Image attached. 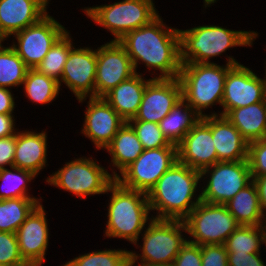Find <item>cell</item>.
<instances>
[{"label":"cell","mask_w":266,"mask_h":266,"mask_svg":"<svg viewBox=\"0 0 266 266\" xmlns=\"http://www.w3.org/2000/svg\"><path fill=\"white\" fill-rule=\"evenodd\" d=\"M163 21L159 14L118 41L129 55L135 73L139 64H144L153 78H178L182 65L179 30Z\"/></svg>","instance_id":"6da1fadb"},{"label":"cell","mask_w":266,"mask_h":266,"mask_svg":"<svg viewBox=\"0 0 266 266\" xmlns=\"http://www.w3.org/2000/svg\"><path fill=\"white\" fill-rule=\"evenodd\" d=\"M200 192V171L177 161L147 194L152 217L184 220L201 201Z\"/></svg>","instance_id":"7a4b0ae2"},{"label":"cell","mask_w":266,"mask_h":266,"mask_svg":"<svg viewBox=\"0 0 266 266\" xmlns=\"http://www.w3.org/2000/svg\"><path fill=\"white\" fill-rule=\"evenodd\" d=\"M106 193H110V200L106 209L104 237L121 238L134 244L153 219L147 194L125 188L116 180Z\"/></svg>","instance_id":"3957f363"},{"label":"cell","mask_w":266,"mask_h":266,"mask_svg":"<svg viewBox=\"0 0 266 266\" xmlns=\"http://www.w3.org/2000/svg\"><path fill=\"white\" fill-rule=\"evenodd\" d=\"M181 63H211L234 47H252L259 37L257 31L232 30L219 25L178 29ZM211 59V60H210Z\"/></svg>","instance_id":"277c9868"},{"label":"cell","mask_w":266,"mask_h":266,"mask_svg":"<svg viewBox=\"0 0 266 266\" xmlns=\"http://www.w3.org/2000/svg\"><path fill=\"white\" fill-rule=\"evenodd\" d=\"M226 64L183 63L178 79L182 88V99L202 118L207 116L206 109L222 105L225 79L228 70L241 64L227 54Z\"/></svg>","instance_id":"5b68a950"},{"label":"cell","mask_w":266,"mask_h":266,"mask_svg":"<svg viewBox=\"0 0 266 266\" xmlns=\"http://www.w3.org/2000/svg\"><path fill=\"white\" fill-rule=\"evenodd\" d=\"M186 234L184 220L153 218L133 244L141 253L129 251L130 264H173L188 241Z\"/></svg>","instance_id":"8992f818"},{"label":"cell","mask_w":266,"mask_h":266,"mask_svg":"<svg viewBox=\"0 0 266 266\" xmlns=\"http://www.w3.org/2000/svg\"><path fill=\"white\" fill-rule=\"evenodd\" d=\"M95 158L82 156L65 162L62 168L48 175L45 182L85 199L92 195L106 194L115 178Z\"/></svg>","instance_id":"52a82bcc"},{"label":"cell","mask_w":266,"mask_h":266,"mask_svg":"<svg viewBox=\"0 0 266 266\" xmlns=\"http://www.w3.org/2000/svg\"><path fill=\"white\" fill-rule=\"evenodd\" d=\"M154 0H122L112 4L93 5L81 10L94 24L119 41L126 33L149 24L158 15Z\"/></svg>","instance_id":"ba28073f"},{"label":"cell","mask_w":266,"mask_h":266,"mask_svg":"<svg viewBox=\"0 0 266 266\" xmlns=\"http://www.w3.org/2000/svg\"><path fill=\"white\" fill-rule=\"evenodd\" d=\"M188 242L196 245H224L240 226L226 205L200 201L184 219Z\"/></svg>","instance_id":"9c48e42d"},{"label":"cell","mask_w":266,"mask_h":266,"mask_svg":"<svg viewBox=\"0 0 266 266\" xmlns=\"http://www.w3.org/2000/svg\"><path fill=\"white\" fill-rule=\"evenodd\" d=\"M200 175L201 200L211 204L225 205L253 181L248 160L219 161Z\"/></svg>","instance_id":"30bf717a"},{"label":"cell","mask_w":266,"mask_h":266,"mask_svg":"<svg viewBox=\"0 0 266 266\" xmlns=\"http://www.w3.org/2000/svg\"><path fill=\"white\" fill-rule=\"evenodd\" d=\"M178 161L177 146L144 149L141 155L126 167L115 180L123 187L146 194L161 176Z\"/></svg>","instance_id":"8fae6325"},{"label":"cell","mask_w":266,"mask_h":266,"mask_svg":"<svg viewBox=\"0 0 266 266\" xmlns=\"http://www.w3.org/2000/svg\"><path fill=\"white\" fill-rule=\"evenodd\" d=\"M67 31L49 12L38 22L12 35L10 45L29 69H36L54 43ZM17 40V41H16Z\"/></svg>","instance_id":"7c38bea8"},{"label":"cell","mask_w":266,"mask_h":266,"mask_svg":"<svg viewBox=\"0 0 266 266\" xmlns=\"http://www.w3.org/2000/svg\"><path fill=\"white\" fill-rule=\"evenodd\" d=\"M265 77L261 78L254 70L243 64L232 66L225 79L224 95L221 110L210 111L208 115L225 116L231 109L245 107L257 102H263L264 90L266 86V66Z\"/></svg>","instance_id":"4fadbf2b"},{"label":"cell","mask_w":266,"mask_h":266,"mask_svg":"<svg viewBox=\"0 0 266 266\" xmlns=\"http://www.w3.org/2000/svg\"><path fill=\"white\" fill-rule=\"evenodd\" d=\"M77 101H87L80 133L90 139L96 151L105 149L126 121L102 97H86Z\"/></svg>","instance_id":"5bb4252c"},{"label":"cell","mask_w":266,"mask_h":266,"mask_svg":"<svg viewBox=\"0 0 266 266\" xmlns=\"http://www.w3.org/2000/svg\"><path fill=\"white\" fill-rule=\"evenodd\" d=\"M134 74L131 59L118 41L104 42L97 47L95 97H103Z\"/></svg>","instance_id":"9a60e30c"},{"label":"cell","mask_w":266,"mask_h":266,"mask_svg":"<svg viewBox=\"0 0 266 266\" xmlns=\"http://www.w3.org/2000/svg\"><path fill=\"white\" fill-rule=\"evenodd\" d=\"M96 69L97 49L74 46L70 50L59 81L60 89L63 84L66 85L76 100L95 97Z\"/></svg>","instance_id":"2e32d148"},{"label":"cell","mask_w":266,"mask_h":266,"mask_svg":"<svg viewBox=\"0 0 266 266\" xmlns=\"http://www.w3.org/2000/svg\"><path fill=\"white\" fill-rule=\"evenodd\" d=\"M178 162L197 171L218 162L211 132V115L202 117L177 145Z\"/></svg>","instance_id":"e0dca14e"},{"label":"cell","mask_w":266,"mask_h":266,"mask_svg":"<svg viewBox=\"0 0 266 266\" xmlns=\"http://www.w3.org/2000/svg\"><path fill=\"white\" fill-rule=\"evenodd\" d=\"M182 99L178 78H153L144 90L136 116L131 120L159 123Z\"/></svg>","instance_id":"ac0fdd59"},{"label":"cell","mask_w":266,"mask_h":266,"mask_svg":"<svg viewBox=\"0 0 266 266\" xmlns=\"http://www.w3.org/2000/svg\"><path fill=\"white\" fill-rule=\"evenodd\" d=\"M46 210L38 204L16 231L19 251L28 264H44L49 245Z\"/></svg>","instance_id":"d6986e66"},{"label":"cell","mask_w":266,"mask_h":266,"mask_svg":"<svg viewBox=\"0 0 266 266\" xmlns=\"http://www.w3.org/2000/svg\"><path fill=\"white\" fill-rule=\"evenodd\" d=\"M51 0H0V38L10 40L15 33L35 24L48 13Z\"/></svg>","instance_id":"ffe728a7"},{"label":"cell","mask_w":266,"mask_h":266,"mask_svg":"<svg viewBox=\"0 0 266 266\" xmlns=\"http://www.w3.org/2000/svg\"><path fill=\"white\" fill-rule=\"evenodd\" d=\"M32 130V131H30ZM48 135L46 130H19L16 133V146L13 167L32 172L38 177L48 166Z\"/></svg>","instance_id":"44dd1931"},{"label":"cell","mask_w":266,"mask_h":266,"mask_svg":"<svg viewBox=\"0 0 266 266\" xmlns=\"http://www.w3.org/2000/svg\"><path fill=\"white\" fill-rule=\"evenodd\" d=\"M211 132L219 161H241L248 158V141L223 115H211Z\"/></svg>","instance_id":"7402d4cb"},{"label":"cell","mask_w":266,"mask_h":266,"mask_svg":"<svg viewBox=\"0 0 266 266\" xmlns=\"http://www.w3.org/2000/svg\"><path fill=\"white\" fill-rule=\"evenodd\" d=\"M144 75L138 71L102 97L126 122L138 113L146 85L153 79Z\"/></svg>","instance_id":"603a6c76"},{"label":"cell","mask_w":266,"mask_h":266,"mask_svg":"<svg viewBox=\"0 0 266 266\" xmlns=\"http://www.w3.org/2000/svg\"><path fill=\"white\" fill-rule=\"evenodd\" d=\"M110 155L111 175L116 178L126 167L133 163L143 152V147L132 126L126 122L104 149ZM118 170V171H116Z\"/></svg>","instance_id":"cb8c5ba5"},{"label":"cell","mask_w":266,"mask_h":266,"mask_svg":"<svg viewBox=\"0 0 266 266\" xmlns=\"http://www.w3.org/2000/svg\"><path fill=\"white\" fill-rule=\"evenodd\" d=\"M225 116L248 143L266 138V108L264 102L231 109Z\"/></svg>","instance_id":"d4e9b609"},{"label":"cell","mask_w":266,"mask_h":266,"mask_svg":"<svg viewBox=\"0 0 266 266\" xmlns=\"http://www.w3.org/2000/svg\"><path fill=\"white\" fill-rule=\"evenodd\" d=\"M225 205L240 225H266V218L260 210L257 187L253 181Z\"/></svg>","instance_id":"484cf974"},{"label":"cell","mask_w":266,"mask_h":266,"mask_svg":"<svg viewBox=\"0 0 266 266\" xmlns=\"http://www.w3.org/2000/svg\"><path fill=\"white\" fill-rule=\"evenodd\" d=\"M201 117L183 99L158 123L169 143L178 145Z\"/></svg>","instance_id":"4316f807"},{"label":"cell","mask_w":266,"mask_h":266,"mask_svg":"<svg viewBox=\"0 0 266 266\" xmlns=\"http://www.w3.org/2000/svg\"><path fill=\"white\" fill-rule=\"evenodd\" d=\"M22 87L25 97L32 103L40 105H50L60 93L59 82L40 73L37 69H28Z\"/></svg>","instance_id":"83f0119b"},{"label":"cell","mask_w":266,"mask_h":266,"mask_svg":"<svg viewBox=\"0 0 266 266\" xmlns=\"http://www.w3.org/2000/svg\"><path fill=\"white\" fill-rule=\"evenodd\" d=\"M36 177L32 172L16 167L0 169V200L33 198L39 204L42 203V197L33 196L28 189V183H31Z\"/></svg>","instance_id":"f1b7e54d"},{"label":"cell","mask_w":266,"mask_h":266,"mask_svg":"<svg viewBox=\"0 0 266 266\" xmlns=\"http://www.w3.org/2000/svg\"><path fill=\"white\" fill-rule=\"evenodd\" d=\"M266 247V225H240L226 240L224 246L227 252L261 253V247Z\"/></svg>","instance_id":"f546056e"},{"label":"cell","mask_w":266,"mask_h":266,"mask_svg":"<svg viewBox=\"0 0 266 266\" xmlns=\"http://www.w3.org/2000/svg\"><path fill=\"white\" fill-rule=\"evenodd\" d=\"M0 43V87L12 90L22 86L28 67L10 46Z\"/></svg>","instance_id":"4dcf8cb0"},{"label":"cell","mask_w":266,"mask_h":266,"mask_svg":"<svg viewBox=\"0 0 266 266\" xmlns=\"http://www.w3.org/2000/svg\"><path fill=\"white\" fill-rule=\"evenodd\" d=\"M38 204L33 198L0 200V231L16 233Z\"/></svg>","instance_id":"1f68e13d"},{"label":"cell","mask_w":266,"mask_h":266,"mask_svg":"<svg viewBox=\"0 0 266 266\" xmlns=\"http://www.w3.org/2000/svg\"><path fill=\"white\" fill-rule=\"evenodd\" d=\"M67 30L51 47L46 56L36 69L46 76L56 79L58 82L64 70V66L70 50L75 46L73 38Z\"/></svg>","instance_id":"d6a6232c"},{"label":"cell","mask_w":266,"mask_h":266,"mask_svg":"<svg viewBox=\"0 0 266 266\" xmlns=\"http://www.w3.org/2000/svg\"><path fill=\"white\" fill-rule=\"evenodd\" d=\"M60 266H130L129 250L125 248L93 250L79 254Z\"/></svg>","instance_id":"836d02e7"},{"label":"cell","mask_w":266,"mask_h":266,"mask_svg":"<svg viewBox=\"0 0 266 266\" xmlns=\"http://www.w3.org/2000/svg\"><path fill=\"white\" fill-rule=\"evenodd\" d=\"M128 123L134 129L143 149L162 148L170 144L157 123L141 120H129Z\"/></svg>","instance_id":"e575fe53"},{"label":"cell","mask_w":266,"mask_h":266,"mask_svg":"<svg viewBox=\"0 0 266 266\" xmlns=\"http://www.w3.org/2000/svg\"><path fill=\"white\" fill-rule=\"evenodd\" d=\"M20 254L16 233L0 231V265L25 266Z\"/></svg>","instance_id":"d590c367"},{"label":"cell","mask_w":266,"mask_h":266,"mask_svg":"<svg viewBox=\"0 0 266 266\" xmlns=\"http://www.w3.org/2000/svg\"><path fill=\"white\" fill-rule=\"evenodd\" d=\"M247 160L252 179L266 174V138L249 142Z\"/></svg>","instance_id":"8d00e7d4"},{"label":"cell","mask_w":266,"mask_h":266,"mask_svg":"<svg viewBox=\"0 0 266 266\" xmlns=\"http://www.w3.org/2000/svg\"><path fill=\"white\" fill-rule=\"evenodd\" d=\"M202 266H228V252L224 245H201Z\"/></svg>","instance_id":"74e56055"},{"label":"cell","mask_w":266,"mask_h":266,"mask_svg":"<svg viewBox=\"0 0 266 266\" xmlns=\"http://www.w3.org/2000/svg\"><path fill=\"white\" fill-rule=\"evenodd\" d=\"M201 247L190 242L181 248L174 259L173 266H202Z\"/></svg>","instance_id":"f35d334b"},{"label":"cell","mask_w":266,"mask_h":266,"mask_svg":"<svg viewBox=\"0 0 266 266\" xmlns=\"http://www.w3.org/2000/svg\"><path fill=\"white\" fill-rule=\"evenodd\" d=\"M16 146V134L0 138V169L13 167Z\"/></svg>","instance_id":"ab89813d"},{"label":"cell","mask_w":266,"mask_h":266,"mask_svg":"<svg viewBox=\"0 0 266 266\" xmlns=\"http://www.w3.org/2000/svg\"><path fill=\"white\" fill-rule=\"evenodd\" d=\"M228 266H266L261 253L228 252Z\"/></svg>","instance_id":"60d3db41"},{"label":"cell","mask_w":266,"mask_h":266,"mask_svg":"<svg viewBox=\"0 0 266 266\" xmlns=\"http://www.w3.org/2000/svg\"><path fill=\"white\" fill-rule=\"evenodd\" d=\"M13 91L0 87V114H13L17 107Z\"/></svg>","instance_id":"b9f144b4"},{"label":"cell","mask_w":266,"mask_h":266,"mask_svg":"<svg viewBox=\"0 0 266 266\" xmlns=\"http://www.w3.org/2000/svg\"><path fill=\"white\" fill-rule=\"evenodd\" d=\"M14 114H0V138L14 135L18 132Z\"/></svg>","instance_id":"7bdbcfd3"},{"label":"cell","mask_w":266,"mask_h":266,"mask_svg":"<svg viewBox=\"0 0 266 266\" xmlns=\"http://www.w3.org/2000/svg\"><path fill=\"white\" fill-rule=\"evenodd\" d=\"M253 182L257 187L260 210L266 218V174L255 176Z\"/></svg>","instance_id":"ee69618b"},{"label":"cell","mask_w":266,"mask_h":266,"mask_svg":"<svg viewBox=\"0 0 266 266\" xmlns=\"http://www.w3.org/2000/svg\"><path fill=\"white\" fill-rule=\"evenodd\" d=\"M219 0H203V8L207 9L208 7H211L214 5V3H217Z\"/></svg>","instance_id":"f6af8a7d"},{"label":"cell","mask_w":266,"mask_h":266,"mask_svg":"<svg viewBox=\"0 0 266 266\" xmlns=\"http://www.w3.org/2000/svg\"><path fill=\"white\" fill-rule=\"evenodd\" d=\"M130 266H173V264H130Z\"/></svg>","instance_id":"bcb514c9"},{"label":"cell","mask_w":266,"mask_h":266,"mask_svg":"<svg viewBox=\"0 0 266 266\" xmlns=\"http://www.w3.org/2000/svg\"><path fill=\"white\" fill-rule=\"evenodd\" d=\"M263 102L266 108V86H265V90H264V97H263Z\"/></svg>","instance_id":"7dc6e473"},{"label":"cell","mask_w":266,"mask_h":266,"mask_svg":"<svg viewBox=\"0 0 266 266\" xmlns=\"http://www.w3.org/2000/svg\"><path fill=\"white\" fill-rule=\"evenodd\" d=\"M25 266H43V264H27Z\"/></svg>","instance_id":"c3c4849f"}]
</instances>
